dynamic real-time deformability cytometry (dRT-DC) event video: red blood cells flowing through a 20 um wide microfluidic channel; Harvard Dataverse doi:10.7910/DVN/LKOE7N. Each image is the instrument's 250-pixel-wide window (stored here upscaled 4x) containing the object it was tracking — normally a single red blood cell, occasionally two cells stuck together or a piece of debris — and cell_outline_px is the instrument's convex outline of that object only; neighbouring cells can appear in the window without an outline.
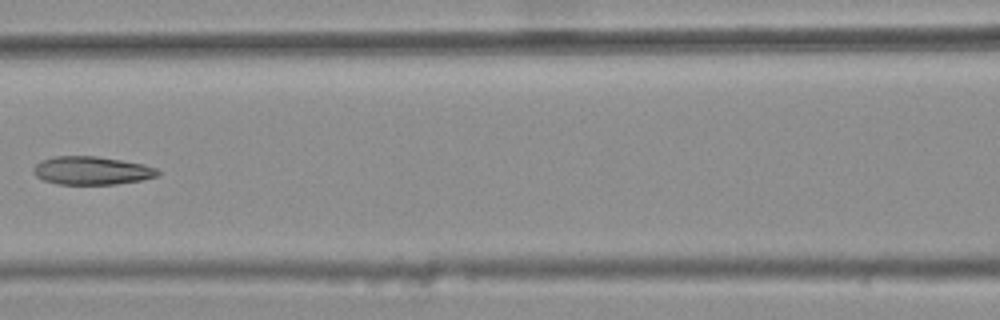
{"species": "common noctule bat (a hibernating species)", "species_latin": "Nyctalus noctula", "temperature_condition": "warm", "stored_images_in_passage": 7, "camera_frame_rate_fps": 3000, "um_per_image_px": 0.085, "animal": {"sex": "female", "body_mass_g": 25.1}, "frame": {"image": 1, "passage_image": 7, "time_ms": 2.0, "image_size_px": [1000, 320], "cell_outline_px": [[160, 172], [156, 176], [140, 180], [116, 184], [60, 184], [44, 180], [36, 176], [32, 168], [36, 164], [44, 160], [56, 156], [96, 156], [144, 164], [156, 168]], "centroid_in_image_um": [7.8, 14.5], "position_along_channel_um": 158.8, "area_um2": 20.17}}